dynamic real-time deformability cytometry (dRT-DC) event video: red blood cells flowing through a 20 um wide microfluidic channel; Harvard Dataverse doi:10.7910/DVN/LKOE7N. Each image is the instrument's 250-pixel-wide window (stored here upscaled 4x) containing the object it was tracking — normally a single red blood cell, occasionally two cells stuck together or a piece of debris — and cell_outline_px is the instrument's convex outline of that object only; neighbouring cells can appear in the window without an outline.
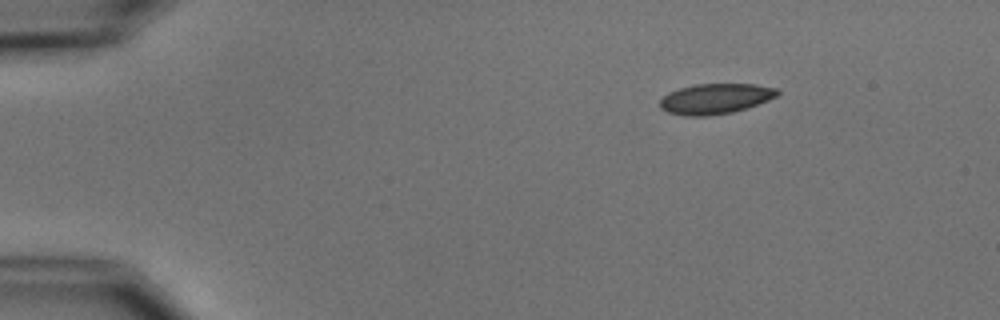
{"species": "common noctule bat (a hibernating species)", "species_latin": "Nyctalus noctula", "temperature_condition": "cold", "stored_images_in_passage": 2, "camera_frame_rate_fps": 3000, "um_per_image_px": 0.085, "animal": {"sex": "male", "body_mass_g": 15.6}, "frame": {"image": 1, "passage_image": 2, "time_ms": 2.0, "image_size_px": [1000, 320], "cell_outline_px": [[780, 92], [776, 96], [768, 100], [748, 108], [732, 112], [708, 116], [684, 116], [668, 112], [660, 108], [660, 100], [668, 92], [680, 88], [696, 84], [756, 84], [776, 88]], "centroid_in_image_um": [60.8, 8.39], "position_along_channel_um": 24.2, "area_um2": 20.81}}